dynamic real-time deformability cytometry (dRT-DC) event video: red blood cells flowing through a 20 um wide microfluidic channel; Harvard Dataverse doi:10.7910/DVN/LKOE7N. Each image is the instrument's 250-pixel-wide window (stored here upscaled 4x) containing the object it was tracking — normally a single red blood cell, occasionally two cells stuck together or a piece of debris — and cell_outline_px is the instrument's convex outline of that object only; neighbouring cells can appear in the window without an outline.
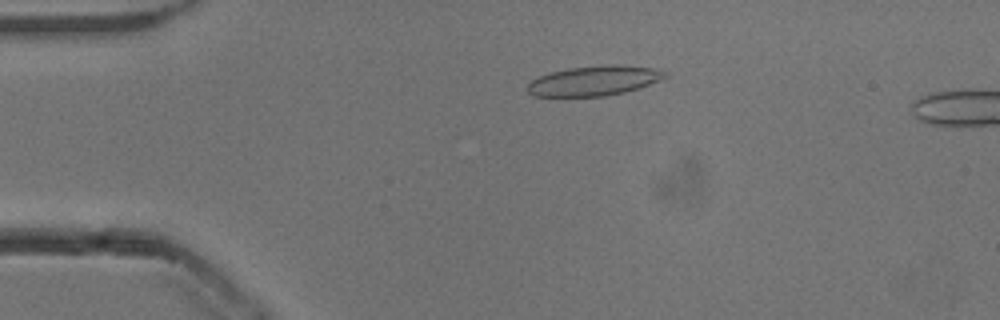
{"species": "common noctule bat (a hibernating species)", "species_latin": "Nyctalus noctula", "temperature_condition": "cold", "stored_images_in_passage": 47, "camera_frame_rate_fps": 3000, "um_per_image_px": 0.085, "animal": {"sex": "male", "body_mass_g": 13.3}, "frame": {"image": 1, "passage_image": 11, "time_ms": 3.333, "image_size_px": [1000, 320], "cell_outline_px": [[668, 76], [660, 80], [624, 92], [604, 96], [532, 96], [524, 88], [532, 80], [548, 72], [568, 68], [608, 64], [624, 64], [652, 68], [668, 72]], "centroid_in_image_um": [50.47, 6.85], "position_along_channel_um": 34.5, "area_um2": 24.04}}
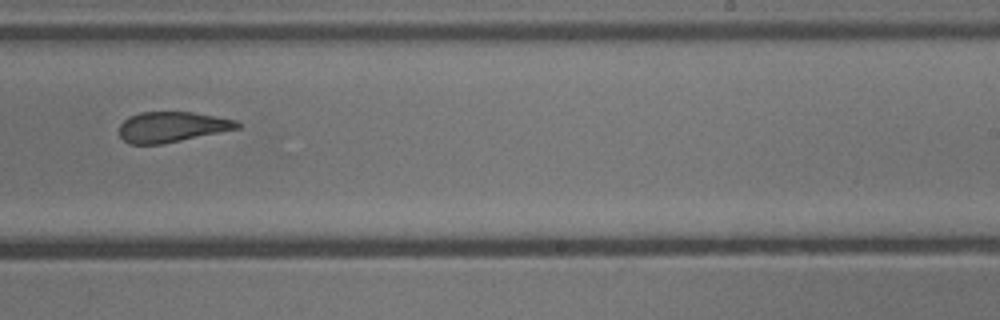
{"frame": {"image": 2, "passage_image": 33, "time_ms": 10.667, "image_size_px": [1000, 320], "cell_outline_px": [[240, 128], [164, 144], [128, 144], [120, 136], [120, 124], [128, 116], [140, 112], [192, 112], [216, 116], [236, 120], [240, 124]], "centroid_in_image_um": [14.6, 10.79], "position_along_channel_um": 274.4, "area_um2": 20.98}}
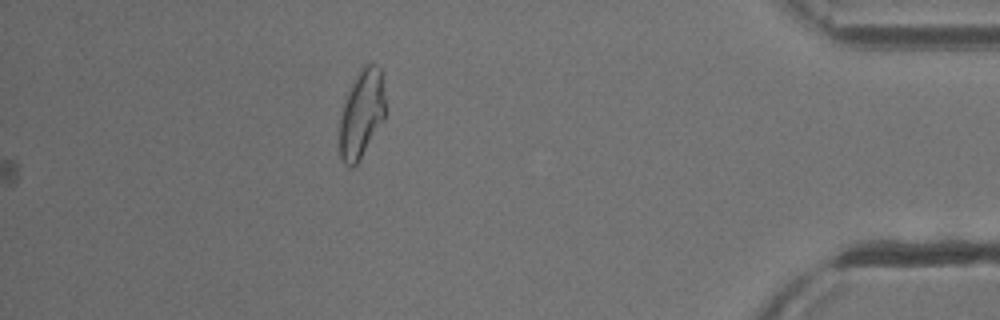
{"frame": {"image": 3, "passage_image": 47, "time_ms": 15.333, "image_size_px": [1000, 320], "cell_outline_px": [[384, 116], [356, 164], [352, 168], [348, 168], [344, 164], [340, 156], [340, 116], [344, 96], [352, 80], [368, 64], [376, 64], [380, 68], [384, 96]], "centroid_in_image_um": [30.68, 9.66], "position_along_channel_um": 404.5, "area_um2": 22.95}, "authors_computed_cell_mechanics": {"area_um2": 22.8888, "velocity_mm_per_s": 3.8293, "shape_relaxation_time_tau1_ms": 6.0865, "shape_relaxation_time_tau2_ms": 1.6349, "deformation_change_tau1": 0.1922, "deformation_change_tau2": 0.1088}}